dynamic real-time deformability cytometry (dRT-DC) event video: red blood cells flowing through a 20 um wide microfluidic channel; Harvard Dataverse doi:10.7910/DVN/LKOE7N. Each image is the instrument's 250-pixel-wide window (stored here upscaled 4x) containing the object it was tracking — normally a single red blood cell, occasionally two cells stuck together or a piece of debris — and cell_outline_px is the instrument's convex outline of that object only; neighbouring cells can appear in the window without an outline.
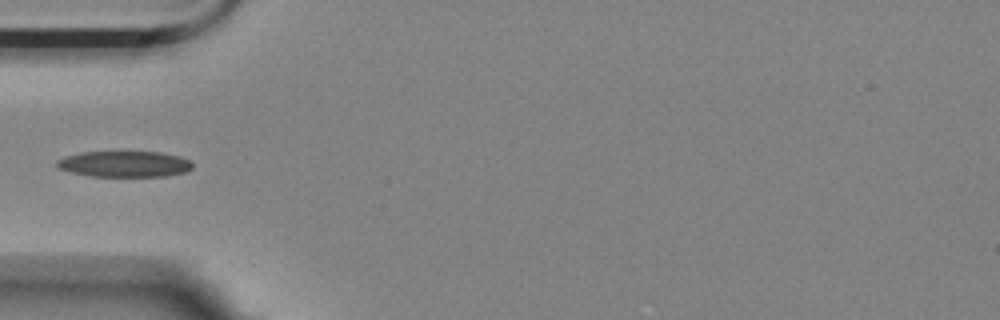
{"species": "Egyptian fruit bat (a non-hibernating species)", "species_latin": "Rousettus aegyptiacus", "temperature_condition": "room temperature", "stored_images_in_passage": 8, "camera_frame_rate_fps": 3000, "um_per_image_px": 0.085, "animal": {"sex": "female"}, "frame": {"image": 1, "passage_image": 3, "time_ms": 2.333, "image_size_px": [1000, 320], "cell_outline_px": [[192, 168], [184, 172], [164, 176], [92, 176], [72, 172], [60, 168], [56, 164], [56, 160], [64, 156], [80, 152], [160, 152], [180, 156], [188, 160], [192, 164]], "centroid_in_image_um": [10.56, 13.93], "position_along_channel_um": 74.4, "area_um2": 20.35}}
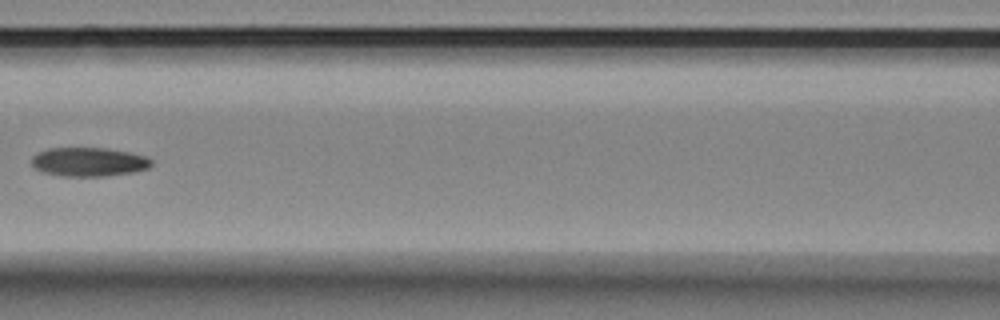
{"frame": {"image": 2, "passage_image": 5, "time_ms": 4.667, "image_size_px": [1000, 320], "cell_outline_px": [[152, 164], [148, 168], [132, 172], [104, 176], [64, 176], [44, 172], [36, 168], [32, 164], [32, 156], [48, 148], [104, 148], [128, 152], [144, 156], [152, 160]], "centroid_in_image_um": [7.55, 13.76], "position_along_channel_um": 159.1, "area_um2": 19.88}}
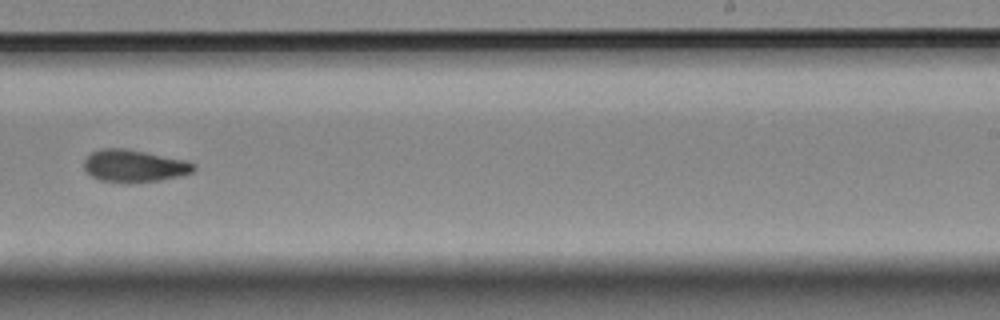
{"frame": {"image": 3, "passage_image": 8, "time_ms": 8.0, "image_size_px": [1000, 320], "cell_outline_px": [[196, 168], [192, 172], [180, 176], [160, 180], [100, 180], [92, 176], [84, 168], [84, 160], [92, 152], [100, 148], [124, 148], [188, 160], [196, 164]], "centroid_in_image_um": [11.45, 14.05], "position_along_channel_um": 277.6, "area_um2": 20.06}}